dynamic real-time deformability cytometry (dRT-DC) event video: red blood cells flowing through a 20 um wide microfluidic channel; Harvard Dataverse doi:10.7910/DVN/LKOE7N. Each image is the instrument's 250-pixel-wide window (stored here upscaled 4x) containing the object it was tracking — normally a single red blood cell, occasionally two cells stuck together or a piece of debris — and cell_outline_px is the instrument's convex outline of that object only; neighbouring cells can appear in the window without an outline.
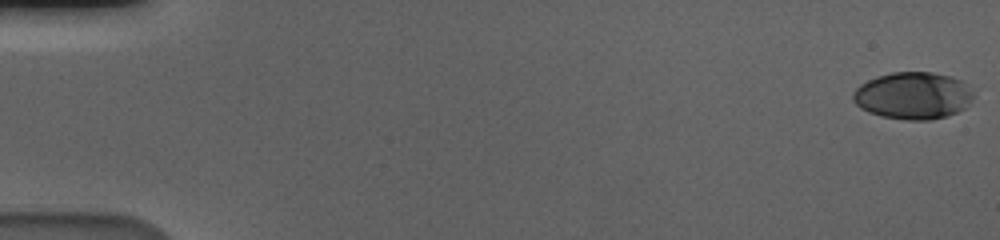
{"species": "human", "species_latin": "Homo sapiens", "temperature_condition": "cold", "stored_images_in_passage": 59, "camera_frame_rate_fps": 3000, "um_per_image_px": 0.085, "donor": {"sex": "male"}, "frame": {"image": 1, "passage_image": 1, "time_ms": 0.0, "image_size_px": [1000, 240], "cell_outline_px": [[972, 96], [964, 108], [948, 116], [928, 120], [908, 120], [880, 116], [868, 112], [860, 108], [852, 100], [852, 96], [856, 88], [860, 84], [868, 80], [892, 72], [932, 72], [952, 76], [960, 80]], "centroid_in_image_um": [77.54, 8.13], "position_along_channel_um": 7.5, "area_um2": 32.66}}
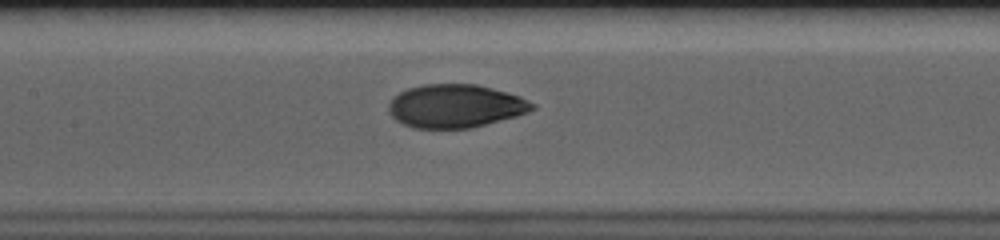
{"frame": {"image": 2, "passage_image": 29, "time_ms": 9.333, "image_size_px": [1000, 240], "cell_outline_px": [[536, 108], [528, 112], [516, 116], [472, 128], [412, 128], [396, 120], [388, 112], [388, 104], [400, 92], [408, 88], [424, 84], [476, 84], [492, 88], [520, 96], [536, 104]], "centroid_in_image_um": [38.72, 9.01], "position_along_channel_um": 168.7, "area_um2": 36.24}}
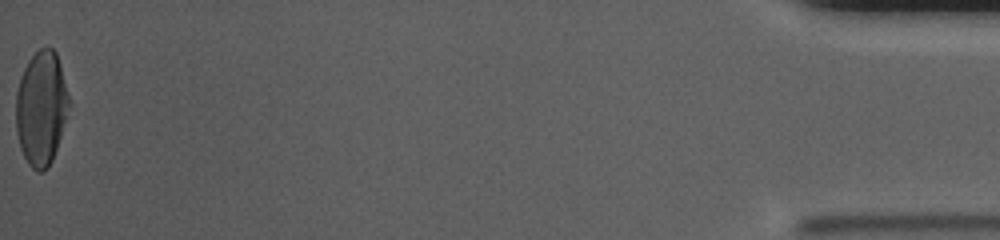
{"frame": {"image": 3, "passage_image": 59, "time_ms": 19.333, "image_size_px": [1000, 240], "cell_outline_px": [[72, 104], [52, 160], [48, 168], [40, 172], [36, 172], [28, 164], [20, 148], [16, 132], [16, 92], [20, 76], [28, 60], [40, 48], [52, 48], [56, 52], [60, 64]], "centroid_in_image_um": [3.52, 9.2], "position_along_channel_um": 431.7, "area_um2": 35.78}, "authors_computed_cell_mechanics": {"area_um2": 35.2002, "velocity_mm_per_s": 3.5871, "shape_relaxation_time_tau1_ms": 5.5714, "shape_relaxation_time_tau2_ms": 1.2996, "deformation_change_tau1": 0.1918, "deformation_change_tau2": 0.0494}}